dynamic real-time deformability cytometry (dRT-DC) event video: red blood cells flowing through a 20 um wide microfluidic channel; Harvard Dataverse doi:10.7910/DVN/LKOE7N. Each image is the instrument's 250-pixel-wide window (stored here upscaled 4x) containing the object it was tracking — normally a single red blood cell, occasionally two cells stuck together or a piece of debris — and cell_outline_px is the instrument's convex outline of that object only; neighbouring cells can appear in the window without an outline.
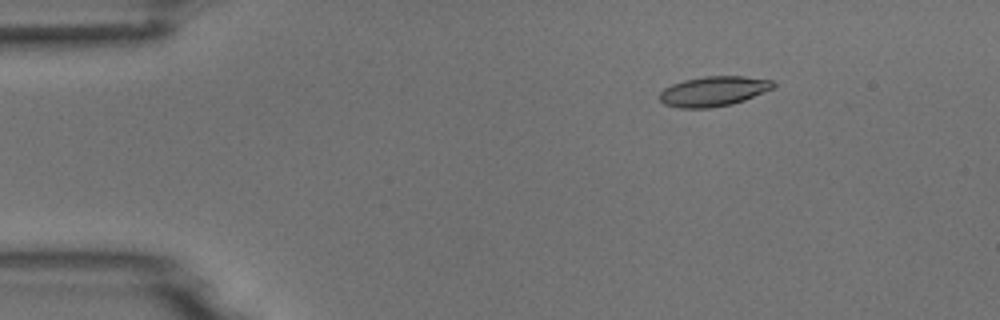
{"species": "common noctule bat (a hibernating species)", "species_latin": "Nyctalus noctula", "temperature_condition": "room temperature", "stored_images_in_passage": 5, "camera_frame_rate_fps": 3000, "um_per_image_px": 0.085, "animal": {"sex": "male", "body_mass_g": 18.8}, "frame": {"image": 1, "passage_image": 2, "time_ms": 1.0, "image_size_px": [1000, 320], "cell_outline_px": [[776, 88], [744, 100], [732, 104], [712, 108], [680, 108], [664, 104], [660, 100], [660, 92], [664, 88], [672, 84], [684, 80], [704, 76], [744, 76], [772, 80], [776, 84]], "centroid_in_image_um": [60.68, 7.76], "position_along_channel_um": 24.3, "area_um2": 20.0}}